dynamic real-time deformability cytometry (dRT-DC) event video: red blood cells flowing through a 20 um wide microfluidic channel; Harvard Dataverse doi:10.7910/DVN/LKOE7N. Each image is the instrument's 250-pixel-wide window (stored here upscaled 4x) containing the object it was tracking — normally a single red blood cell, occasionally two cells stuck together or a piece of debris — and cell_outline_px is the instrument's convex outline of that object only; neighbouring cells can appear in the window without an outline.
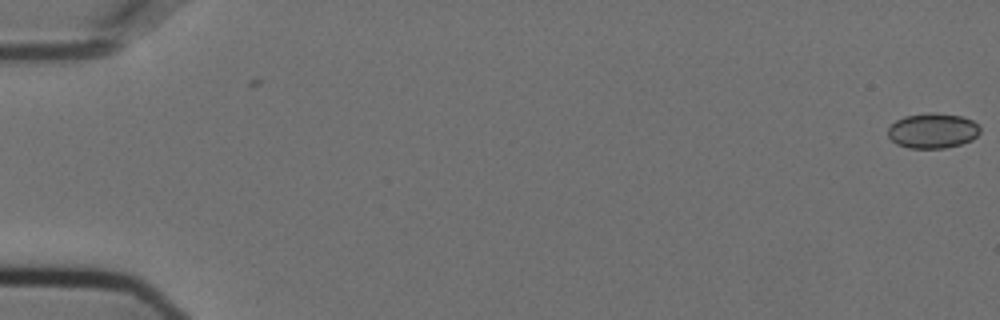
{"species": "Egyptian fruit bat (a non-hibernating species)", "species_latin": "Rousettus aegyptiacus", "temperature_condition": "cold", "stored_images_in_passage": 9, "camera_frame_rate_fps": 3000, "um_per_image_px": 0.085, "animal": {"sex": "female"}, "frame": {"image": 1, "passage_image": 1, "time_ms": 0.0, "image_size_px": [1000, 320], "cell_outline_px": [[980, 132], [972, 140], [960, 144], [944, 148], [908, 148], [896, 144], [888, 136], [888, 128], [896, 120], [904, 116], [928, 112], [936, 112], [960, 116], [972, 120], [980, 128]], "centroid_in_image_um": [79.26, 11.1], "position_along_channel_um": 5.7, "area_um2": 18.9}}